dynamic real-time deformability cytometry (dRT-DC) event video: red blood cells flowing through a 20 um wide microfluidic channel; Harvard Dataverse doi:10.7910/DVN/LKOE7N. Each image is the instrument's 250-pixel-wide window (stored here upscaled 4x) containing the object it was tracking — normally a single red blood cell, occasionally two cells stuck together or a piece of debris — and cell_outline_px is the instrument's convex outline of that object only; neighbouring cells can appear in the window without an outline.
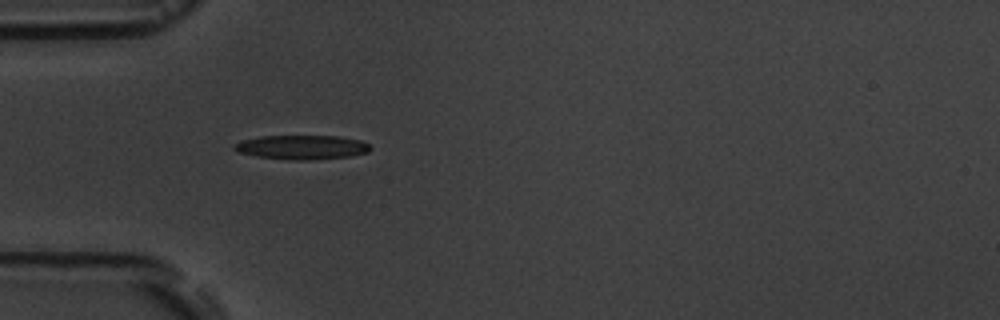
{"species": "common noctule bat (a hibernating species)", "species_latin": "Nyctalus noctula", "temperature_condition": "room temperature", "stored_images_in_passage": 4, "camera_frame_rate_fps": 3000, "um_per_image_px": 0.085, "animal": {"sex": "male", "body_mass_g": 19.5, "forearm_length_mm": 54.6}, "frame": {"image": 1, "passage_image": 4, "time_ms": 3.667, "image_size_px": [1000, 320], "cell_outline_px": [[372, 148], [368, 152], [348, 156], [304, 160], [292, 160], [256, 156], [236, 152], [232, 148], [240, 140], [260, 136], [336, 136], [360, 140], [368, 144]], "centroid_in_image_um": [25.61, 12.51], "position_along_channel_um": 59.4, "area_um2": 19.07}}